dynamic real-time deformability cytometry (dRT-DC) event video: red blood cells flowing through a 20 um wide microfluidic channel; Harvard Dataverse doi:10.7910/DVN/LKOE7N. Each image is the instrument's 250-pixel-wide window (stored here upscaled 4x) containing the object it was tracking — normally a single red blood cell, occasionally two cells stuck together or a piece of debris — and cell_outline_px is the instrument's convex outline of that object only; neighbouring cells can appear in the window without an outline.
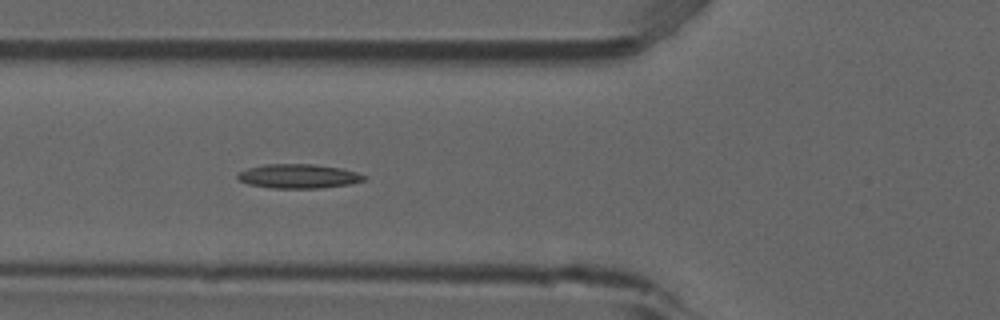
{"species": "common noctule bat (a hibernating species)", "species_latin": "Nyctalus noctula", "temperature_condition": "room temperature", "stored_images_in_passage": 6, "camera_frame_rate_fps": 3000, "um_per_image_px": 0.085, "animal": {"sex": "male", "forearm_length_mm": 52.5}, "frame": {"image": 1, "passage_image": 5, "time_ms": 1.333, "image_size_px": [1000, 320], "cell_outline_px": [[368, 176], [364, 180], [348, 184], [316, 188], [272, 188], [248, 184], [240, 180], [236, 176], [236, 172], [248, 168], [264, 164], [312, 164], [340, 168], [356, 172]], "centroid_in_image_um": [25.33, 14.97], "position_along_channel_um": 100.5, "area_um2": 17.74}}
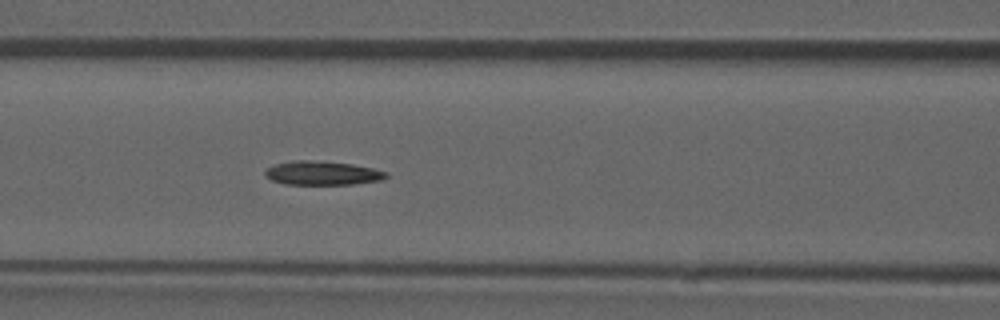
{"frame": {"image": 2, "passage_image": 6, "time_ms": 1.667, "image_size_px": [1000, 320], "cell_outline_px": [[388, 176], [380, 180], [352, 184], [284, 184], [272, 180], [264, 176], [264, 172], [268, 168], [276, 164], [296, 160], [308, 160], [352, 164], [372, 168], [388, 172]], "centroid_in_image_um": [27.39, 14.71], "position_along_channel_um": 139.2, "area_um2": 16.65}}